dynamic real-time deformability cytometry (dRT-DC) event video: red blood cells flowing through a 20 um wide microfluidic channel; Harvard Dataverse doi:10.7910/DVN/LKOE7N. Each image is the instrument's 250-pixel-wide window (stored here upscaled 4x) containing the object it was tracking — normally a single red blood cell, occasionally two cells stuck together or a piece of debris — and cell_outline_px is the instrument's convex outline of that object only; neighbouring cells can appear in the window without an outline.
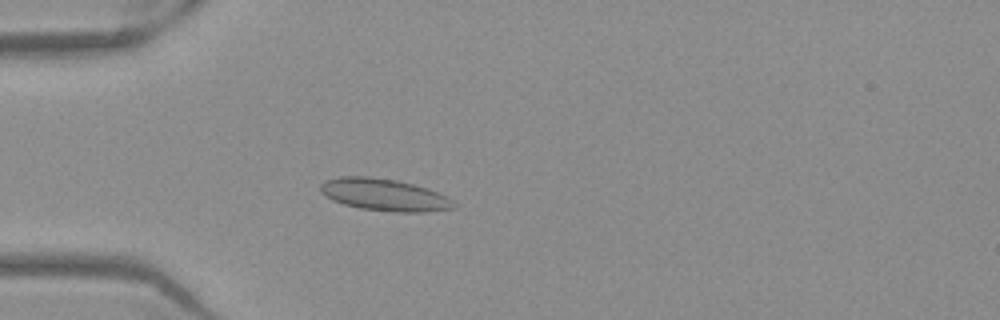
{"species": "Egyptian fruit bat (a non-hibernating species)", "species_latin": "Rousettus aegyptiacus", "temperature_condition": "warm", "stored_images_in_passage": 53, "camera_frame_rate_fps": 3000, "um_per_image_px": 0.085, "frame": {"image": 1, "passage_image": 16, "time_ms": 5.0, "image_size_px": [1000, 320], "cell_outline_px": [[456, 208], [428, 212], [396, 212], [360, 208], [344, 204], [332, 200], [324, 196], [320, 192], [320, 184], [324, 180], [340, 176], [368, 176], [396, 180], [428, 188], [448, 196], [456, 204]], "centroid_in_image_um": [32.66, 16.55], "position_along_channel_um": 52.3, "area_um2": 25.2}}
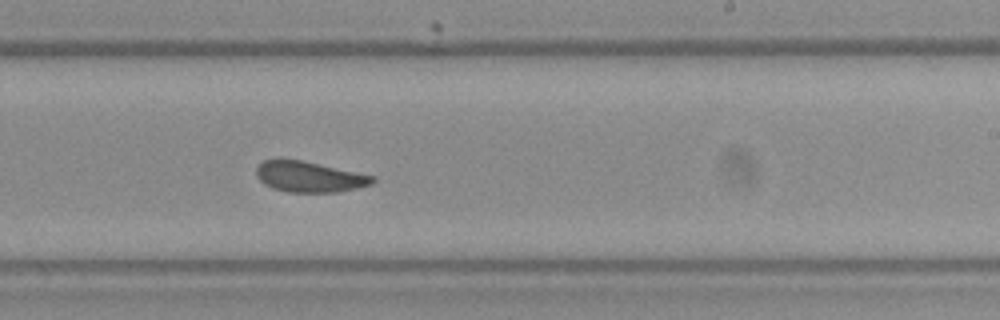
{"frame": {"image": 2, "passage_image": 33, "time_ms": 10.667, "image_size_px": [1000, 320], "cell_outline_px": [[376, 180], [372, 184], [340, 192], [288, 192], [272, 188], [264, 184], [256, 176], [256, 168], [264, 160], [276, 156], [280, 156], [304, 160], [376, 176]], "centroid_in_image_um": [26.26, 14.98], "position_along_channel_um": 262.7, "area_um2": 21.5}}
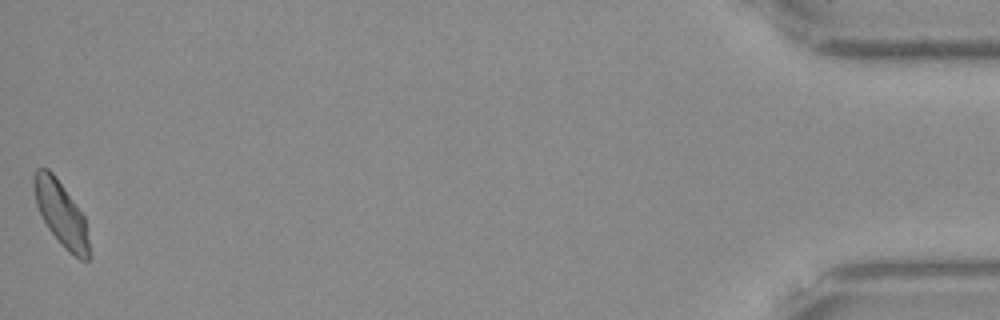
{"frame": {"image": 3, "passage_image": 53, "time_ms": 17.333, "image_size_px": [1000, 320], "cell_outline_px": [[88, 260], [80, 260], [68, 252], [60, 244], [48, 228], [36, 204], [32, 184], [32, 176], [36, 168], [48, 168], [56, 176], [84, 216], [88, 240]], "centroid_in_image_um": [5.15, 18.12], "position_along_channel_um": 430.1, "area_um2": 20.63}, "authors_computed_cell_mechanics": {"area_um2": 21.6172, "velocity_mm_per_s": 3.9053, "shape_relaxation_time_tau1_ms": 9.4455, "shape_relaxation_time_tau2_ms": 2.6839, "deformation_change_tau1": 0.1578, "deformation_change_tau2": 0.059}}